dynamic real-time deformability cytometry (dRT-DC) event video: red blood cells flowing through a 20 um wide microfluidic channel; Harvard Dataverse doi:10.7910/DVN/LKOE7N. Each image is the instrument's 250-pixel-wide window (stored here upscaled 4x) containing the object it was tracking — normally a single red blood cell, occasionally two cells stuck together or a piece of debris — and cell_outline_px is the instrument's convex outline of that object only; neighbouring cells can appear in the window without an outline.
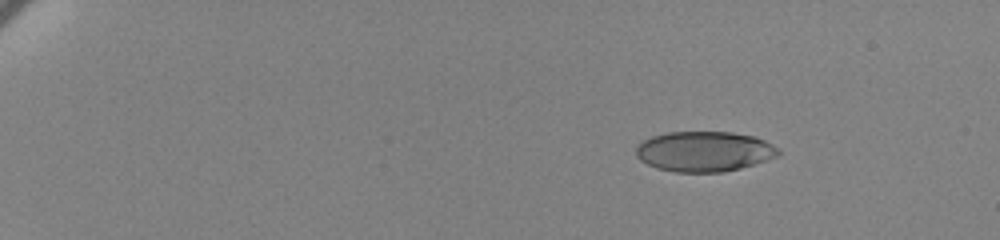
{"species": "human", "species_latin": "Homo sapiens", "temperature_condition": "cold", "stored_images_in_passage": 53, "camera_frame_rate_fps": 3000, "um_per_image_px": 0.085, "donor": {"sex": "female"}, "frame": {"image": 1, "passage_image": 1, "time_ms": 0.0, "image_size_px": [1000, 240], "cell_outline_px": [[780, 156], [740, 168], [724, 172], [676, 172], [656, 168], [640, 160], [636, 156], [636, 148], [644, 140], [652, 136], [668, 132], [732, 132], [752, 136], [764, 140], [772, 144], [780, 152]], "centroid_in_image_um": [59.86, 12.88], "position_along_channel_um": 25.1, "area_um2": 33.29}}
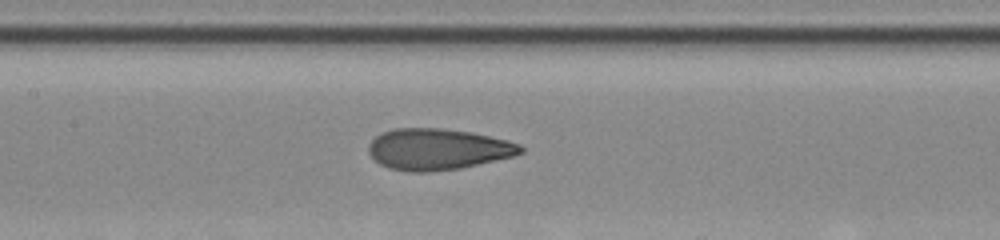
{"frame": {"image": 2, "passage_image": 25, "time_ms": 8.0, "image_size_px": [1000, 240], "cell_outline_px": [[524, 152], [516, 156], [460, 168], [428, 172], [408, 172], [388, 168], [380, 164], [368, 152], [368, 144], [376, 136], [392, 128], [444, 128], [472, 132], [508, 140], [520, 144], [524, 148]], "centroid_in_image_um": [37.24, 12.68], "position_along_channel_um": 170.2, "area_um2": 36.82}}
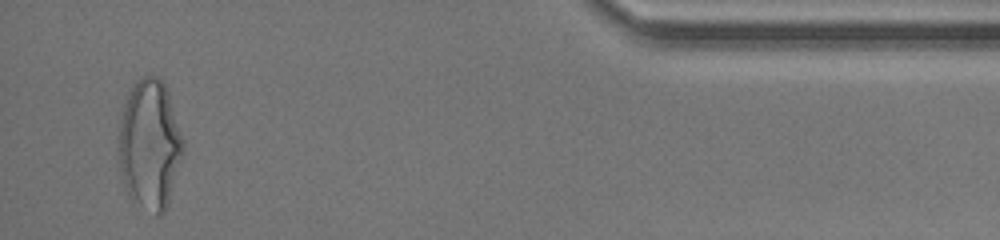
{"frame": {"image": 3, "passage_image": 51, "time_ms": 16.667, "image_size_px": [1000, 240], "cell_outline_px": [[184, 148], [168, 204], [164, 212], [160, 216], [156, 216], [128, 196], [124, 184], [120, 164], [120, 112], [128, 92], [136, 80], [144, 76], [160, 76], [168, 92], [184, 140]], "centroid_in_image_um": [12.73, 12.26], "position_along_channel_um": 422.5, "area_um2": 48.55}, "authors_computed_cell_mechanics": {"area_um2": 35.9516, "velocity_mm_per_s": 3.4603, "shape_relaxation_time_tau1_ms": 4.8272, "shape_relaxation_time_tau2_ms": 1.2567, "deformation_change_tau1": 0.1721, "deformation_change_tau2": 0.0893}}